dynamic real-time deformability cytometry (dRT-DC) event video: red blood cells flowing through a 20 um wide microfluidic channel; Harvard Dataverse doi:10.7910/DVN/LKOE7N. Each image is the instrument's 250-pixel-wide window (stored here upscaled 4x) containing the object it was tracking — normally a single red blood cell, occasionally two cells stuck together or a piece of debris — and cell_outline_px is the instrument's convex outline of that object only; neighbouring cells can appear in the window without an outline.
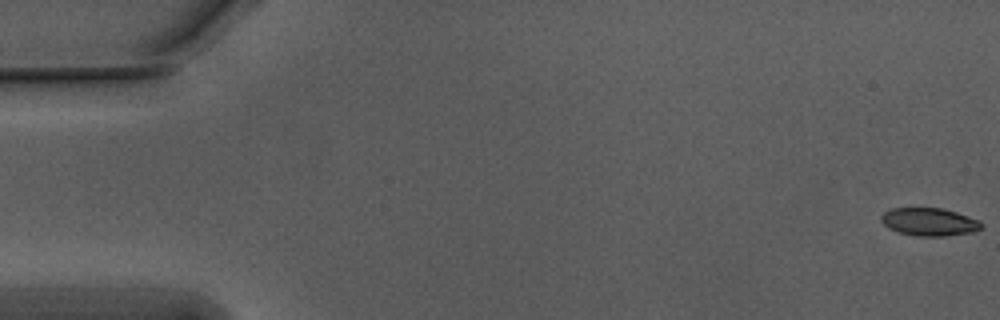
{"species": "Egyptian fruit bat (a non-hibernating species)", "species_latin": "Rousettus aegyptiacus", "temperature_condition": "warm", "stored_images_in_passage": 56, "camera_frame_rate_fps": 3000, "um_per_image_px": 0.085, "animal": {"sex": "male"}, "frame": {"image": 1, "passage_image": 1, "time_ms": 0.0, "image_size_px": [1000, 320], "cell_outline_px": [[984, 228], [972, 232], [944, 236], [916, 236], [900, 232], [888, 228], [880, 220], [880, 216], [884, 212], [892, 208], [944, 208], [980, 220], [984, 224]], "centroid_in_image_um": [79.02, 18.85], "position_along_channel_um": 6.0, "area_um2": 16.42}}
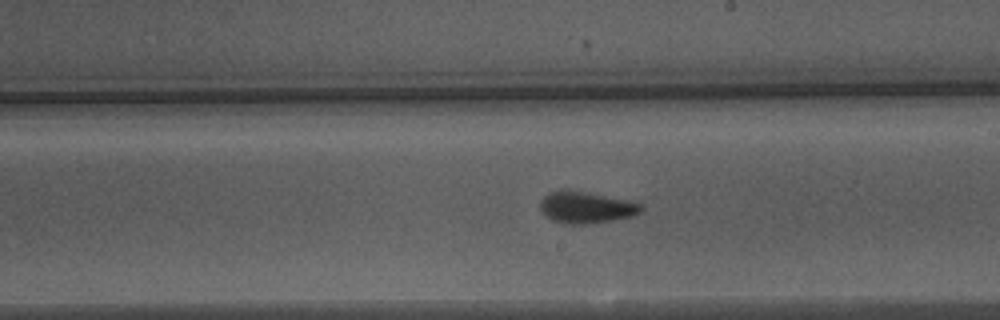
{"frame": {"image": 2, "passage_image": 32, "time_ms": 10.333, "image_size_px": [1000, 320], "cell_outline_px": [[644, 208], [640, 212], [632, 216], [584, 224], [564, 224], [552, 220], [540, 212], [540, 200], [548, 192], [560, 188], [568, 188], [636, 200], [644, 204]], "centroid_in_image_um": [49.83, 17.57], "position_along_channel_um": 239.2, "area_um2": 19.42}}
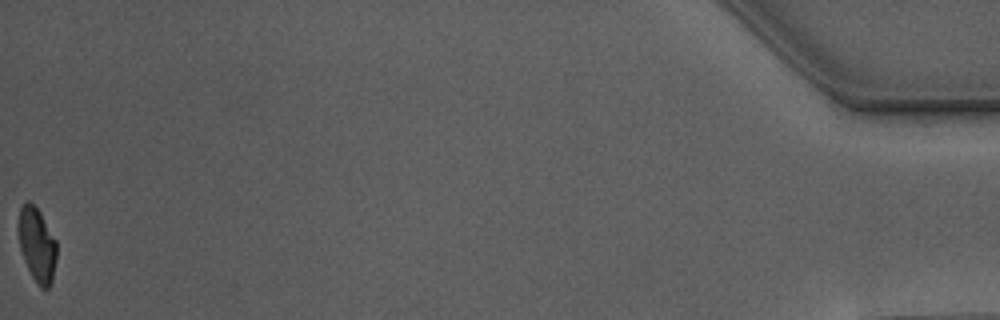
{"frame": {"image": 3, "passage_image": 56, "time_ms": 18.333, "image_size_px": [1000, 320], "cell_outline_px": [[56, 260], [52, 284], [48, 288], [40, 288], [32, 276], [24, 260], [20, 248], [20, 208], [28, 200], [40, 212], [56, 240]], "centroid_in_image_um": [3.18, 20.86], "position_along_channel_um": 432.0, "area_um2": 16.13}, "authors_computed_cell_mechanics": {"area_um2": 17.7157, "velocity_mm_per_s": 3.752, "shape_relaxation_time_tau1_ms": 5.4486, "shape_relaxation_time_tau2_ms": 1.2176, "deformation_change_tau1": 0.181, "deformation_change_tau2": 0.0777}}